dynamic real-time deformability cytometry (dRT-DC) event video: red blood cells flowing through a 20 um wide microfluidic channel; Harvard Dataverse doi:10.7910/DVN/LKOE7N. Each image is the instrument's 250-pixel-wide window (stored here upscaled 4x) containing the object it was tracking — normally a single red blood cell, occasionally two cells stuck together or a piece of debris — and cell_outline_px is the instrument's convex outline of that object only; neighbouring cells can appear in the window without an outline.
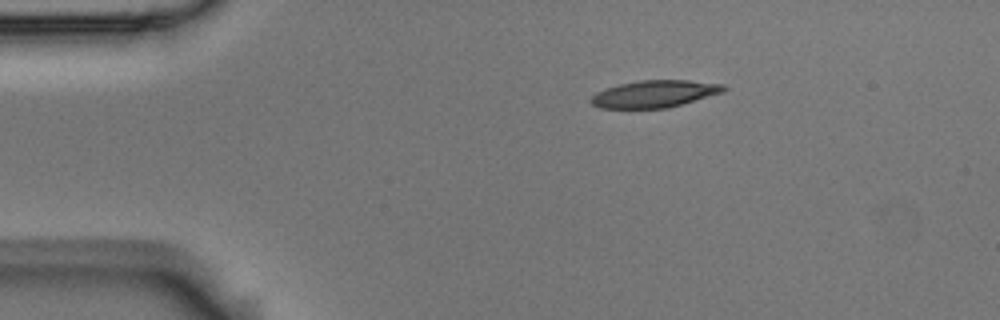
{"species": "Egyptian fruit bat (a non-hibernating species)", "species_latin": "Rousettus aegyptiacus", "temperature_condition": "room temperature", "stored_images_in_passage": 3, "segment_of_instrument_passage": [1, 2], "camera_frame_rate_fps": 3000, "um_per_image_px": 0.085, "animal": {"sex": "male"}, "frame": {"image": 1, "passage_image": 1, "time_ms": 0.0, "image_size_px": [1000, 320], "cell_outline_px": [[728, 88], [724, 92], [668, 108], [600, 108], [592, 104], [588, 100], [596, 92], [604, 88], [620, 84], [640, 80], [688, 80], [724, 84]], "centroid_in_image_um": [55.64, 7.97], "position_along_channel_um": 29.4, "area_um2": 21.1}}